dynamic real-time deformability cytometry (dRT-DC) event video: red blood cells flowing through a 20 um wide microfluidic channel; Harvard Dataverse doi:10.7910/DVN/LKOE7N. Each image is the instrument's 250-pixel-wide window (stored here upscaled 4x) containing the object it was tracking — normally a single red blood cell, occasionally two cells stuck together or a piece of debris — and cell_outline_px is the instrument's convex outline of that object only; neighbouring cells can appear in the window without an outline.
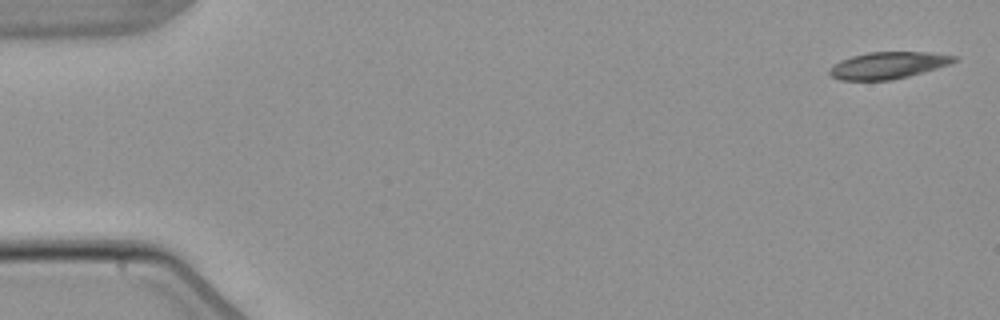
{"species": "common noctule bat (a hibernating species)", "species_latin": "Nyctalus noctula", "temperature_condition": "warm", "stored_images_in_passage": 5, "camera_frame_rate_fps": 3000, "um_per_image_px": 0.085, "animal": {"sex": "male", "body_mass_g": 21.5, "forearm_length_mm": 52.0}, "frame": {"image": 1, "passage_image": 1, "time_ms": 0.0, "image_size_px": [1000, 320], "cell_outline_px": [[956, 60], [952, 64], [908, 76], [892, 80], [840, 80], [832, 76], [828, 72], [828, 68], [832, 64], [840, 60], [852, 56], [868, 52], [928, 52], [956, 56]], "centroid_in_image_um": [75.45, 5.55], "position_along_channel_um": 9.5, "area_um2": 19.54}}
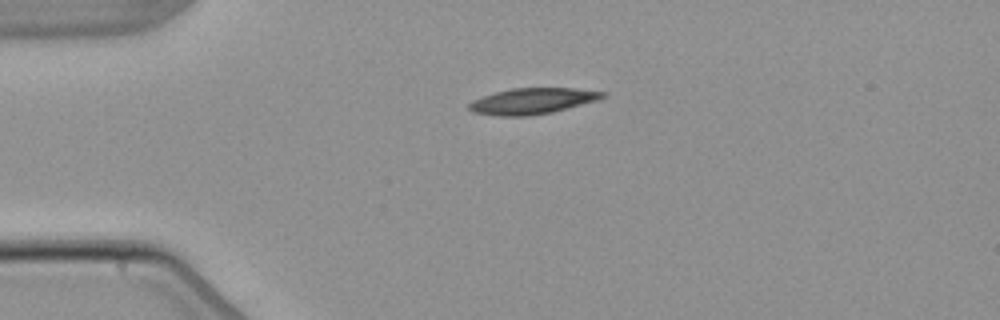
{"frame": {"image": 2, "passage_image": 3, "time_ms": 3.667, "image_size_px": [1000, 320], "cell_outline_px": [[608, 96], [600, 100], [552, 112], [528, 116], [496, 116], [472, 112], [468, 108], [468, 104], [472, 100], [496, 92], [512, 88], [572, 88], [608, 92]], "centroid_in_image_um": [45.3, 8.59], "position_along_channel_um": 39.7, "area_um2": 20.4}}